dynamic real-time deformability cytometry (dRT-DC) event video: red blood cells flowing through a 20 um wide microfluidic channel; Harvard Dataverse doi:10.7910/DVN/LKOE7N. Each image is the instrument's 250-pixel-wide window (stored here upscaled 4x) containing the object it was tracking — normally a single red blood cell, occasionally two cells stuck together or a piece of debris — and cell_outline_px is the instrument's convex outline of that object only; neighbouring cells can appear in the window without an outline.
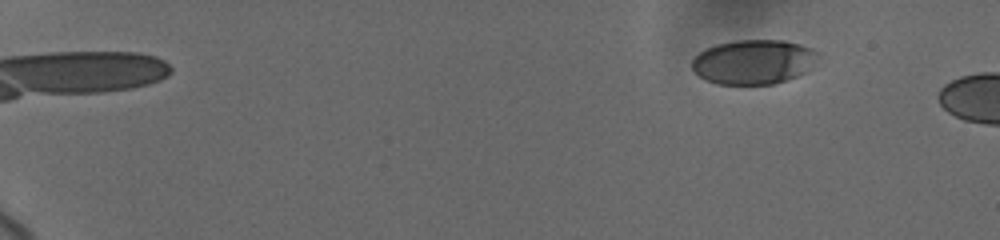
{"species": "human", "species_latin": "Homo sapiens", "temperature_condition": "cold", "stored_images_in_passage": 5, "camera_frame_rate_fps": 3000, "um_per_image_px": 0.085, "donor": {"sex": "female"}, "frame": {"image": 1, "passage_image": 2, "time_ms": 0.333, "image_size_px": [1000, 240], "cell_outline_px": [[820, 52], [804, 72], [796, 76], [772, 84], [716, 84], [704, 80], [692, 68], [692, 60], [700, 52], [716, 44], [736, 40], [784, 40], [800, 44], [812, 48]], "centroid_in_image_um": [64.02, 5.25], "position_along_channel_um": 21.0, "area_um2": 32.37}}